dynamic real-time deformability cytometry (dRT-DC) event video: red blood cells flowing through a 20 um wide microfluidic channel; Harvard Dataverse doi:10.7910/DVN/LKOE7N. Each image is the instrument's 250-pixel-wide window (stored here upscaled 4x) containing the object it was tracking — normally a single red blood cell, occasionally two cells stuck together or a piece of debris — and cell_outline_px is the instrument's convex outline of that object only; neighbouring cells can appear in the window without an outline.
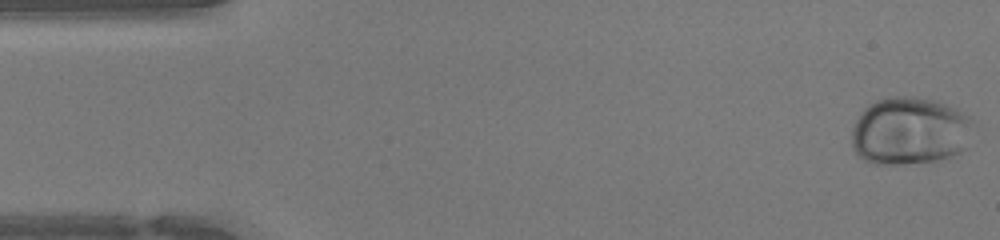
{"species": "human", "species_latin": "Homo sapiens", "temperature_condition": "warm", "stored_images_in_passage": 47, "camera_frame_rate_fps": 3000, "um_per_image_px": 0.085, "donor": {"sex": "female"}, "frame": {"image": 1, "passage_image": 1, "time_ms": 0.0, "image_size_px": [1000, 240], "cell_outline_px": [[972, 120], [968, 148], [960, 152], [940, 160], [900, 164], [876, 164], [864, 160], [856, 152], [852, 144], [852, 128], [860, 112], [868, 104], [876, 100], [888, 96], [912, 96], [936, 100], [956, 108], [968, 116]], "centroid_in_image_um": [77.33, 11.12], "position_along_channel_um": 7.7, "area_um2": 48.32}}
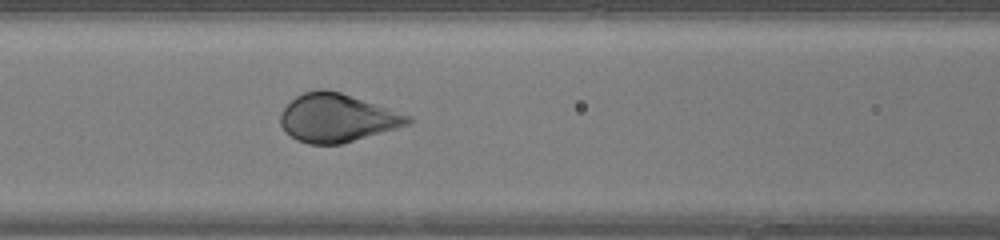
{"frame": {"image": 2, "passage_image": 19, "time_ms": 6.0, "image_size_px": [1000, 240], "cell_outline_px": [[412, 120], [408, 124], [396, 128], [340, 144], [308, 144], [296, 140], [284, 132], [280, 124], [280, 112], [296, 96], [304, 92], [340, 92], [412, 116]], "centroid_in_image_um": [28.62, 10.06], "position_along_channel_um": 138.0, "area_um2": 35.08}}
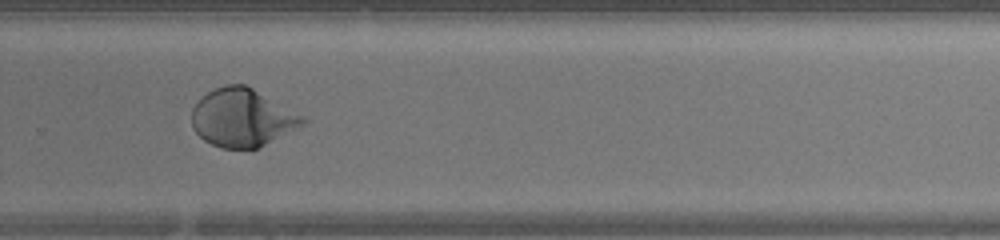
{"frame": {"image": 3, "passage_image": 31, "time_ms": 10.0, "image_size_px": [1000, 240], "cell_outline_px": [[308, 120], [304, 124], [260, 148], [220, 148], [204, 140], [192, 128], [192, 108], [208, 92], [224, 84], [244, 84], [252, 88], [304, 116]], "centroid_in_image_um": [20.59, 10.02], "position_along_channel_um": 309.2, "area_um2": 37.22}, "authors_computed_cell_mechanics": {"area_um2": 37.9168, "velocity_mm_per_s": 4.2945, "shape_relaxation_time_tau1_ms": 3.0603, "shape_relaxation_time_tau2_ms": null, "deformation_change_tau1": 0.1618, "deformation_change_tau2": null}}